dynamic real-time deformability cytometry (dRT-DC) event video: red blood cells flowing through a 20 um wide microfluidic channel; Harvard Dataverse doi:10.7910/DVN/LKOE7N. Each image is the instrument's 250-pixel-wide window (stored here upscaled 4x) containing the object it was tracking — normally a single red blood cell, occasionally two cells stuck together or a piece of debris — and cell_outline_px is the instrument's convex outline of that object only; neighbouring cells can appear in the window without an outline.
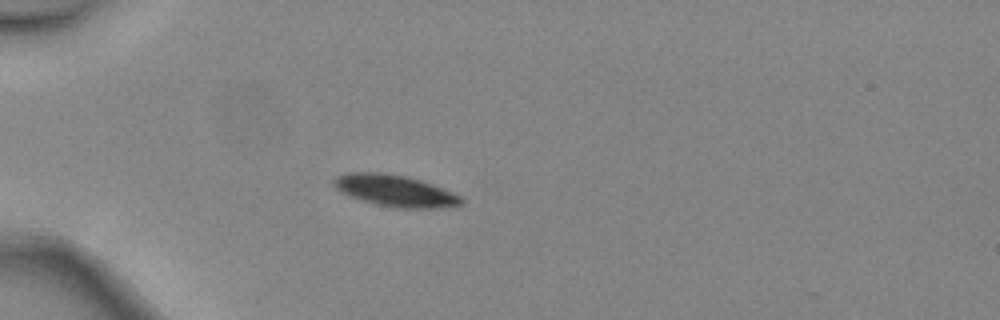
{"species": "common noctule bat (a hibernating species)", "species_latin": "Nyctalus noctula", "temperature_condition": "warm", "stored_images_in_passage": 4, "camera_frame_rate_fps": 3000, "um_per_image_px": 0.085, "animal": {"sex": "female", "body_mass_g": 24.6, "forearm_length_mm": 56.2}, "frame": {"image": 1, "passage_image": 4, "time_ms": 1.0, "image_size_px": [1000, 320], "cell_outline_px": [[464, 200], [460, 204], [444, 208], [392, 208], [376, 204], [348, 196], [340, 192], [332, 184], [332, 180], [336, 176], [348, 172], [384, 172], [408, 176], [432, 184], [460, 196]], "centroid_in_image_um": [33.53, 16.2], "position_along_channel_um": 51.5, "area_um2": 23.64}}